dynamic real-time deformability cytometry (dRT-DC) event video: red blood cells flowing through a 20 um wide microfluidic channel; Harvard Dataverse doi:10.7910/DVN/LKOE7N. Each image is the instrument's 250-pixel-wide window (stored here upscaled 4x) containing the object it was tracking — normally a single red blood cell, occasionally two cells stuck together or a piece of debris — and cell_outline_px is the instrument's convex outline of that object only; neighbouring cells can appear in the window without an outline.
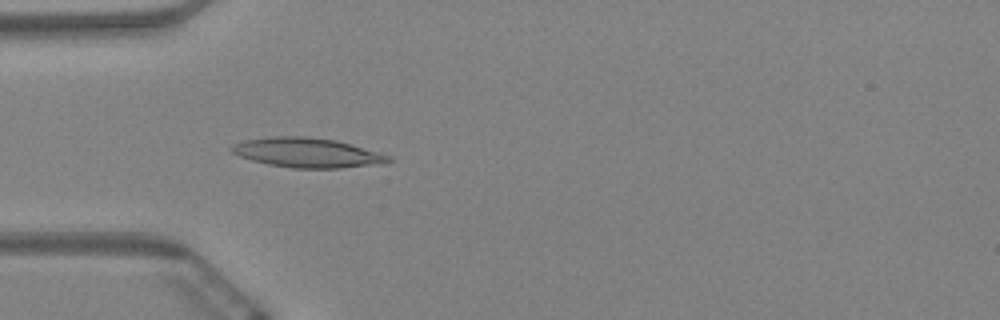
{"species": "Egyptian fruit bat (a non-hibernating species)", "species_latin": "Rousettus aegyptiacus", "temperature_condition": "warm", "stored_images_in_passage": 57, "camera_frame_rate_fps": 3000, "um_per_image_px": 0.085, "animal": {"sex": "female"}, "frame": {"image": 1, "passage_image": 15, "time_ms": 4.667, "image_size_px": [1000, 320], "cell_outline_px": [[392, 160], [384, 164], [340, 168], [292, 168], [268, 164], [252, 160], [240, 156], [232, 152], [228, 148], [244, 140], [276, 136], [304, 136], [336, 140], [392, 156]], "centroid_in_image_um": [26.15, 12.98], "position_along_channel_um": 58.9, "area_um2": 26.99}}
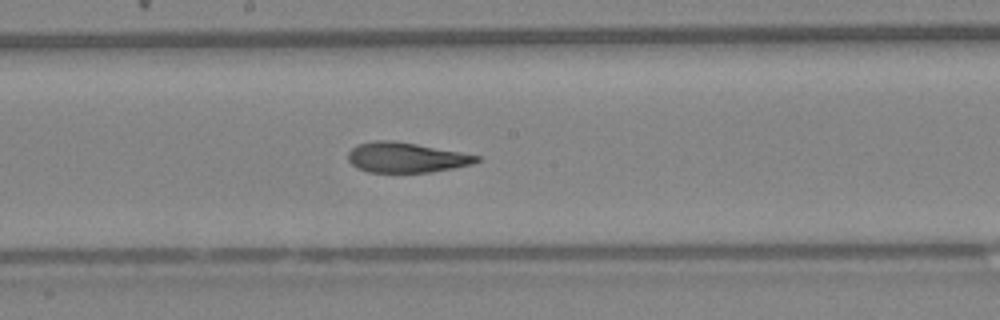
{"frame": {"image": 2, "passage_image": 29, "time_ms": 9.333, "image_size_px": [1000, 320], "cell_outline_px": [[480, 160], [472, 164], [432, 172], [368, 172], [356, 168], [348, 160], [348, 152], [352, 148], [360, 144], [376, 140], [388, 140], [416, 144], [460, 152], [480, 156]], "centroid_in_image_um": [34.5, 13.39], "position_along_channel_um": 213.7, "area_um2": 22.31}}
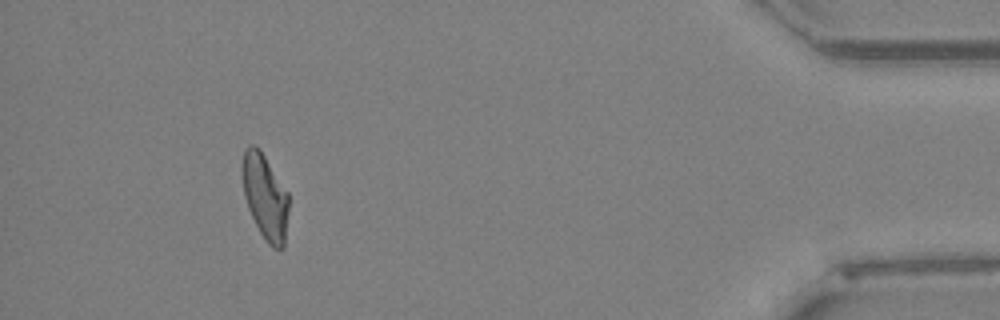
{"frame": {"image": 3, "passage_image": 52, "time_ms": 17.0, "image_size_px": [1000, 320], "cell_outline_px": [[288, 212], [284, 248], [272, 248], [268, 244], [260, 232], [248, 208], [244, 196], [240, 168], [244, 148], [248, 144], [256, 144], [288, 192]], "centroid_in_image_um": [22.5, 16.68], "position_along_channel_um": 412.7, "area_um2": 23.24}, "authors_computed_cell_mechanics": {"area_um2": 23.6402, "velocity_mm_per_s": 3.4016, "shape_relaxation_time_tau1_ms": null, "shape_relaxation_time_tau2_ms": 3.0044, "deformation_change_tau1": null, "deformation_change_tau2": 0.098}}